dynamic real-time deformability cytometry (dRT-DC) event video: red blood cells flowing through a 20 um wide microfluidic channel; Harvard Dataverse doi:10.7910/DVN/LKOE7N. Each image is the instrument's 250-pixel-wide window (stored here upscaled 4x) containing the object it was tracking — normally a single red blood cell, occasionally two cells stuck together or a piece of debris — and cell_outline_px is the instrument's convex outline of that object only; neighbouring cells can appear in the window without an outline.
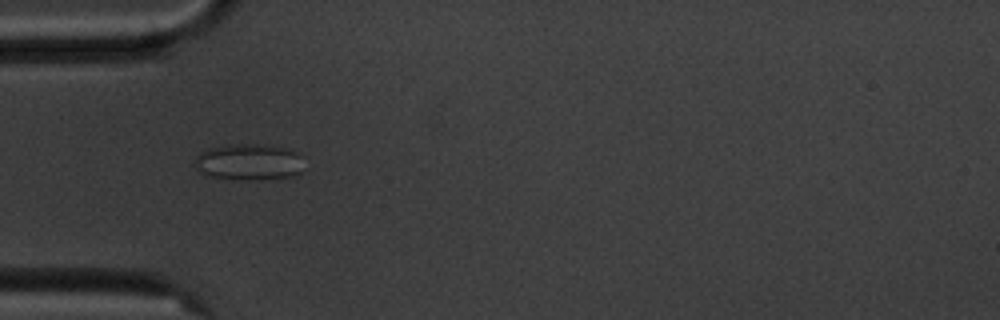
{"species": "common noctule bat (a hibernating species)", "species_latin": "Nyctalus noctula", "temperature_condition": "cold", "stored_images_in_passage": 7, "camera_frame_rate_fps": 3000, "um_per_image_px": 0.085, "animal": {"sex": "male", "body_mass_g": 20.1, "forearm_length_mm": 53.5}, "frame": {"image": 1, "passage_image": 3, "time_ms": 2.333, "image_size_px": [1000, 320], "cell_outline_px": [[304, 156], [300, 172], [288, 176], [204, 176], [196, 172], [192, 164], [196, 156], [200, 152], [208, 148], [224, 144], [252, 144], [284, 148], [300, 152]], "centroid_in_image_um": [21.06, 13.69], "position_along_channel_um": 63.9, "area_um2": 22.25}}
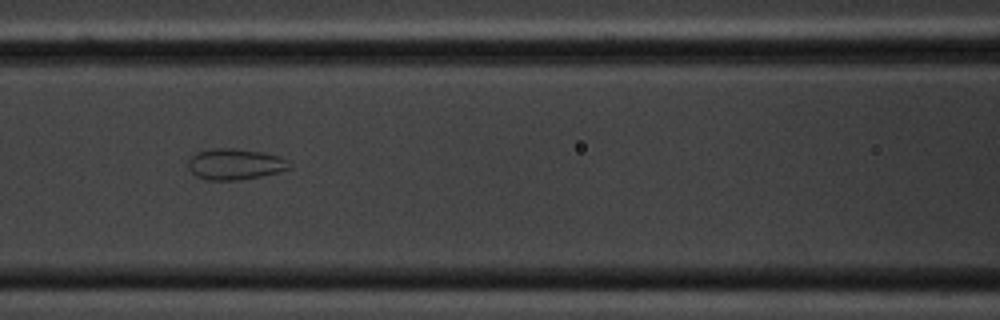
{"frame": {"image": 2, "passage_image": 5, "time_ms": 4.667, "image_size_px": [1000, 320], "cell_outline_px": [[292, 164], [288, 168], [280, 172], [240, 180], [208, 180], [196, 176], [188, 168], [188, 160], [196, 152], [216, 148], [236, 148], [264, 152], [280, 156], [288, 160]], "centroid_in_image_um": [19.99, 13.95], "position_along_channel_um": 146.6, "area_um2": 18.44}}
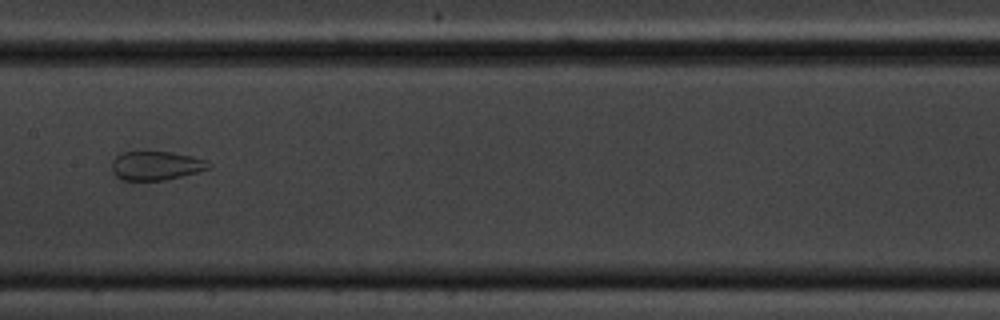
{"frame": {"image": 3, "passage_image": 6, "time_ms": 6.0, "image_size_px": [1000, 320], "cell_outline_px": [[212, 164], [208, 168], [196, 172], [164, 180], [120, 180], [112, 172], [112, 160], [120, 152], [172, 152], [192, 156], [208, 160]], "centroid_in_image_um": [13.24, 14.07], "position_along_channel_um": 194.2, "area_um2": 16.3}}